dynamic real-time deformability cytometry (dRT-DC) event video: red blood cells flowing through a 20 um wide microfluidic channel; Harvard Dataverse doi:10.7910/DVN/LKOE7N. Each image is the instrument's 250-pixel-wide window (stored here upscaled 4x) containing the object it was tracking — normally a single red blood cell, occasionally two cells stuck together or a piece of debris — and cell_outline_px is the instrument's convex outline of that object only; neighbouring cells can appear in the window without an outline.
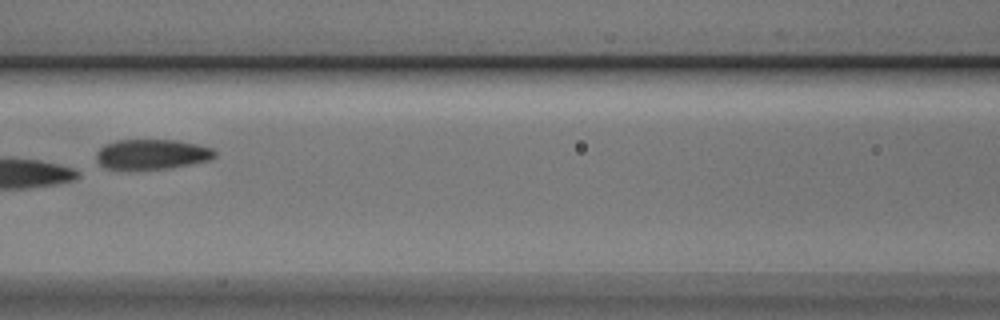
{"species": "Egyptian fruit bat (a non-hibernating species)", "species_latin": "Rousettus aegyptiacus", "temperature_condition": "cold", "stored_images_in_passage": 10, "camera_frame_rate_fps": 3000, "um_per_image_px": 0.085, "animal": {"sex": "male"}, "frame": {"image": 1, "passage_image": 7, "time_ms": 2.0, "image_size_px": [1000, 320], "cell_outline_px": [[216, 156], [208, 160], [192, 164], [168, 168], [104, 168], [96, 160], [96, 152], [104, 144], [116, 140], [176, 140], [196, 144], [212, 148], [216, 152]], "centroid_in_image_um": [12.9, 13.09], "position_along_channel_um": 153.7, "area_um2": 20.52}}
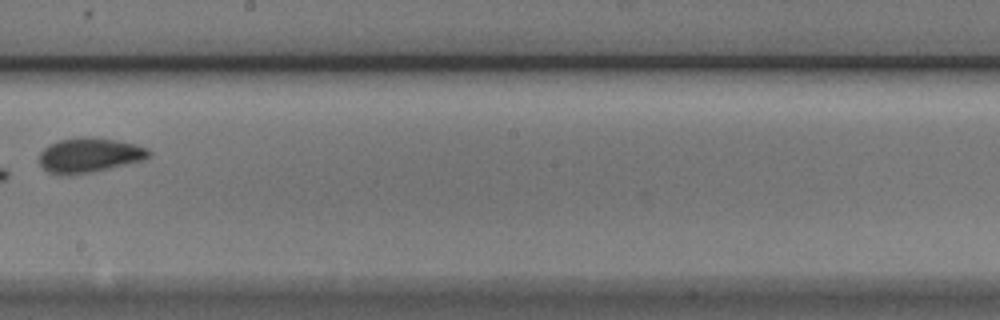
{"frame": {"image": 2, "passage_image": 9, "time_ms": 2.667, "image_size_px": [1000, 320], "cell_outline_px": [[152, 152], [144, 160], [92, 172], [48, 172], [40, 164], [40, 152], [48, 144], [60, 140], [116, 140], [136, 144], [148, 148]], "centroid_in_image_um": [7.66, 13.2], "position_along_channel_um": 240.5, "area_um2": 20.75}}
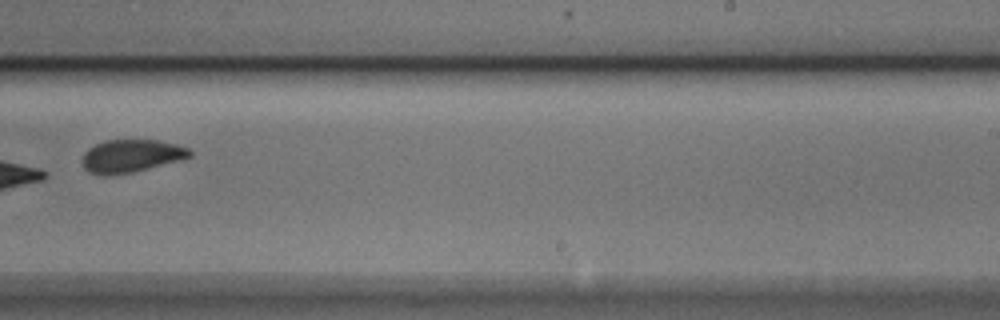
{"frame": {"image": 3, "passage_image": 10, "time_ms": 3.0, "image_size_px": [1000, 320], "cell_outline_px": [[192, 156], [180, 160], [132, 172], [112, 176], [100, 176], [88, 172], [84, 168], [84, 152], [88, 148], [104, 140], [156, 140], [176, 144], [188, 148], [192, 152]], "centroid_in_image_um": [11.13, 13.26], "position_along_channel_um": 277.9, "area_um2": 20.58}}